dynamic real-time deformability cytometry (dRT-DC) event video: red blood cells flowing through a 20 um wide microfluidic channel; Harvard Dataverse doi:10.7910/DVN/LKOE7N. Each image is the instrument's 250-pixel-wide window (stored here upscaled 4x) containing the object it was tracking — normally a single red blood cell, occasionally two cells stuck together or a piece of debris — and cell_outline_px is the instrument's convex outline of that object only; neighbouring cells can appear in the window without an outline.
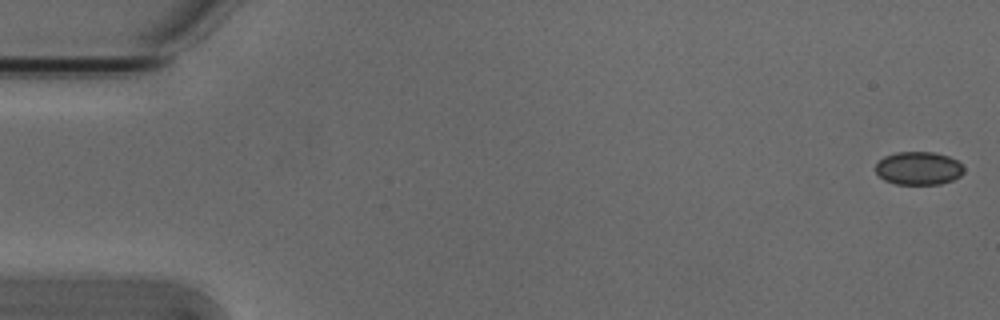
{"species": "Egyptian fruit bat (a non-hibernating species)", "species_latin": "Rousettus aegyptiacus", "temperature_condition": "cold", "stored_images_in_passage": 6, "camera_frame_rate_fps": 3000, "um_per_image_px": 0.085, "animal": {"sex": "male"}, "frame": {"image": 1, "passage_image": 1, "time_ms": 0.0, "image_size_px": [1000, 320], "cell_outline_px": [[964, 172], [960, 176], [952, 180], [940, 184], [896, 184], [884, 180], [876, 172], [876, 164], [884, 156], [896, 152], [936, 152], [948, 156], [956, 160], [964, 168]], "centroid_in_image_um": [78.08, 14.3], "position_along_channel_um": 6.9, "area_um2": 17.05}}
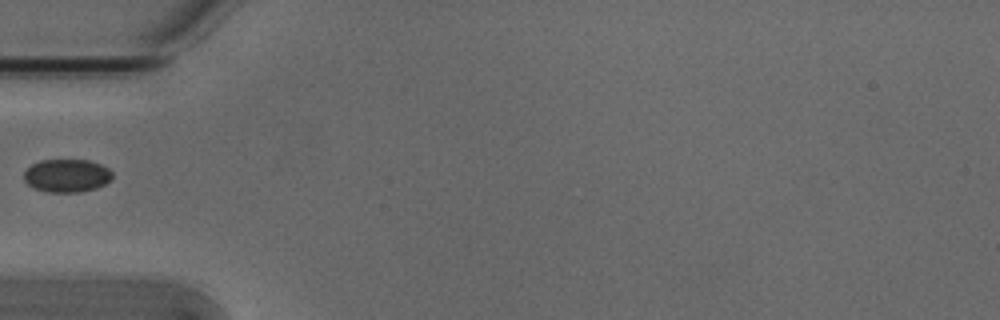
{"frame": {"image": 2, "passage_image": 5, "time_ms": 1.333, "image_size_px": [1000, 320], "cell_outline_px": [[112, 180], [96, 188], [80, 192], [48, 192], [32, 188], [24, 180], [24, 172], [32, 164], [40, 160], [88, 160], [100, 164], [108, 168], [112, 172]], "centroid_in_image_um": [5.68, 14.93], "position_along_channel_um": 79.3, "area_um2": 17.11}}
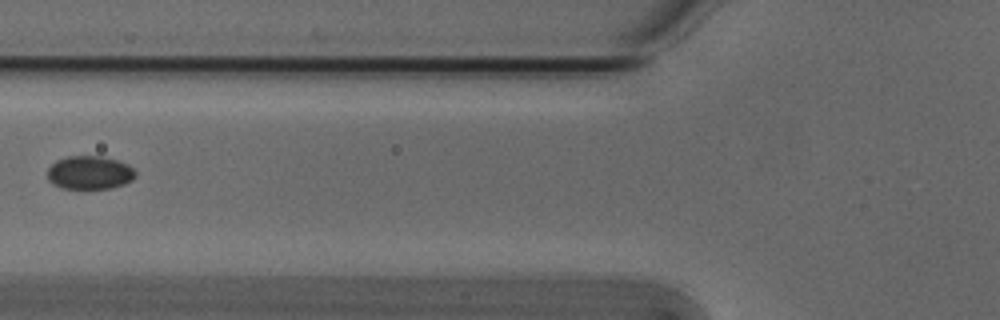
{"frame": {"image": 3, "passage_image": 6, "time_ms": 1.667, "image_size_px": [1000, 320], "cell_outline_px": [[136, 176], [132, 180], [124, 184], [112, 188], [60, 188], [52, 184], [48, 180], [48, 168], [56, 160], [68, 156], [104, 156], [128, 164], [136, 172]], "centroid_in_image_um": [7.62, 14.67], "position_along_channel_um": 118.2, "area_um2": 17.22}}